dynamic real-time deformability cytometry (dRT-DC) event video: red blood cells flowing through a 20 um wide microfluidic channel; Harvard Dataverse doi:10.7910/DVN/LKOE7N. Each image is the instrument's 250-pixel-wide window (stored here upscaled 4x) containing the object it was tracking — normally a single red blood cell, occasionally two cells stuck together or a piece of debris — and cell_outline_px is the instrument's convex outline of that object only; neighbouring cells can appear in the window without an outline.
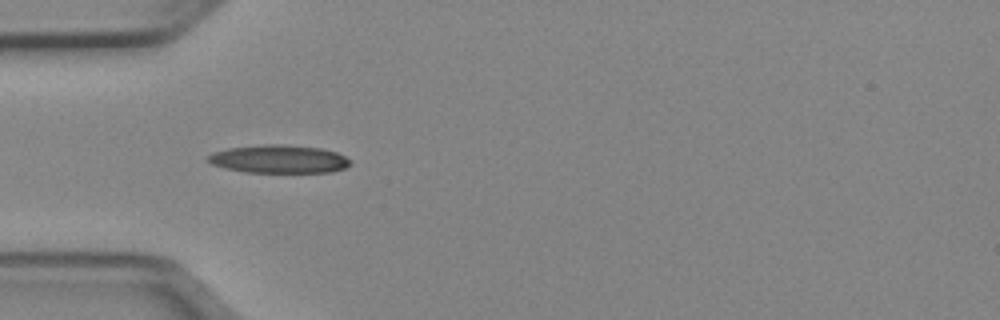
{"species": "Egyptian fruit bat (a non-hibernating species)", "species_latin": "Rousettus aegyptiacus", "temperature_condition": "cold", "stored_images_in_passage": 23, "camera_frame_rate_fps": 3000, "um_per_image_px": 0.085, "animal": {"sex": "female"}, "frame": {"image": 1, "passage_image": 4, "time_ms": 1.0, "image_size_px": [1000, 320], "cell_outline_px": [[352, 164], [344, 168], [332, 172], [244, 172], [224, 168], [212, 164], [208, 160], [208, 156], [212, 152], [228, 148], [268, 144], [280, 144], [320, 148], [336, 152], [352, 160]], "centroid_in_image_um": [23.72, 13.52], "position_along_channel_um": 61.3, "area_um2": 23.29}}
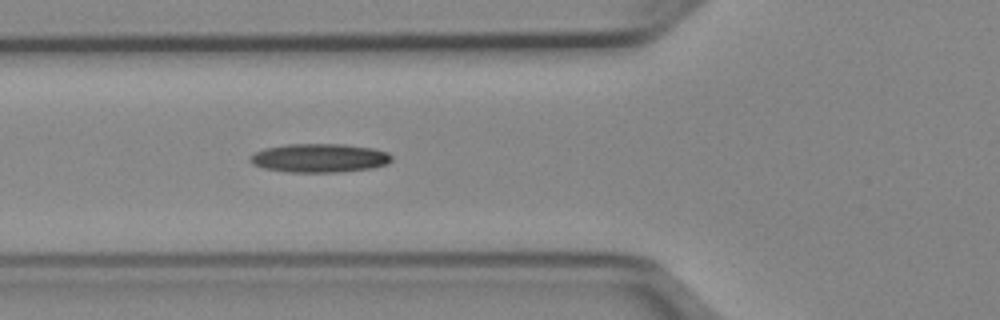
{"frame": {"image": 2, "passage_image": 7, "time_ms": 2.0, "image_size_px": [1000, 320], "cell_outline_px": [[392, 160], [388, 164], [372, 168], [340, 172], [288, 172], [264, 168], [252, 164], [248, 160], [248, 156], [264, 148], [288, 144], [344, 144], [372, 148], [388, 152], [392, 156]], "centroid_in_image_um": [27.15, 13.43], "position_along_channel_um": 98.7, "area_um2": 23.87}}
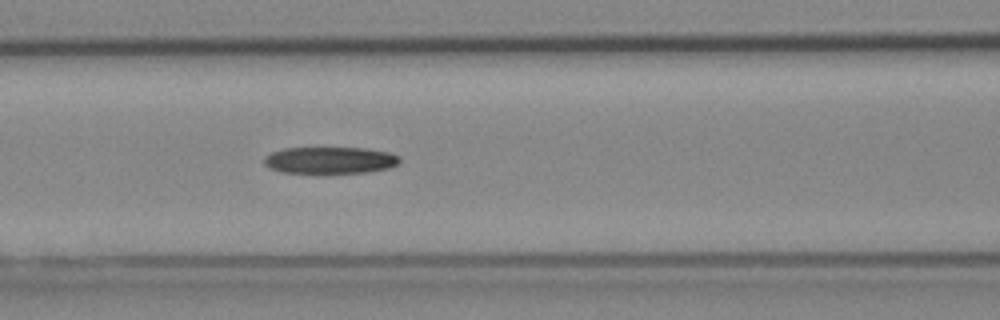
{"frame": {"image": 3, "passage_image": 10, "time_ms": 3.0, "image_size_px": [1000, 320], "cell_outline_px": [[400, 164], [388, 168], [368, 172], [324, 176], [284, 172], [272, 168], [264, 164], [264, 156], [272, 152], [284, 148], [364, 148], [388, 152], [400, 156]], "centroid_in_image_um": [28.07, 13.66], "position_along_channel_um": 138.5, "area_um2": 22.08}}